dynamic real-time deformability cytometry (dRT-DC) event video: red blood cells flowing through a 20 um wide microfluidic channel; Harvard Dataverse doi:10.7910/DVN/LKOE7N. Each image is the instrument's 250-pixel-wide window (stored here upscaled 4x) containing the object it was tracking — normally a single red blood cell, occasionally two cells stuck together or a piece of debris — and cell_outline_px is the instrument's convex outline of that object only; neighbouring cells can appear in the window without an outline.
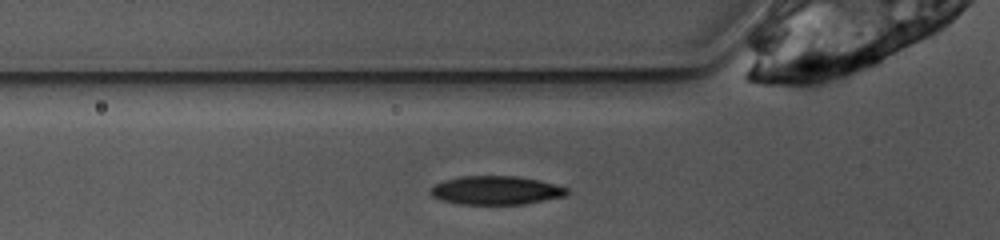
{"species": "common noctule bat (a hibernating species)", "species_latin": "Nyctalus noctula", "temperature_condition": "warm", "stored_images_in_passage": 24, "camera_frame_rate_fps": 3000, "um_per_image_px": 0.085, "animal": {"sex": "female", "body_mass_g": 10.0, "forearm_length_mm": 53.1}, "frame": {"image": 1, "passage_image": 2, "time_ms": 0.333, "image_size_px": [1000, 240], "cell_outline_px": [[568, 192], [564, 196], [524, 204], [456, 204], [440, 200], [432, 196], [428, 192], [428, 188], [444, 180], [460, 176], [516, 176], [540, 180], [568, 188]], "centroid_in_image_um": [42.09, 16.18], "position_along_channel_um": 83.7, "area_um2": 22.89}}
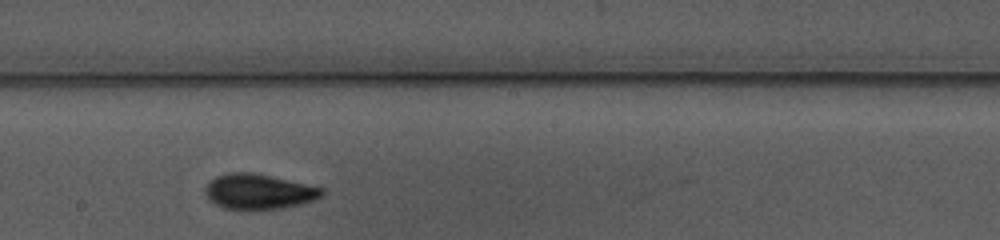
{"frame": {"image": 2, "passage_image": 13, "time_ms": 4.0, "image_size_px": [1000, 240], "cell_outline_px": [[324, 196], [300, 204], [280, 208], [224, 208], [208, 200], [204, 192], [204, 184], [208, 180], [216, 176], [228, 172], [252, 172], [324, 188]], "centroid_in_image_um": [21.93, 16.26], "position_along_channel_um": 226.3, "area_um2": 23.76}}
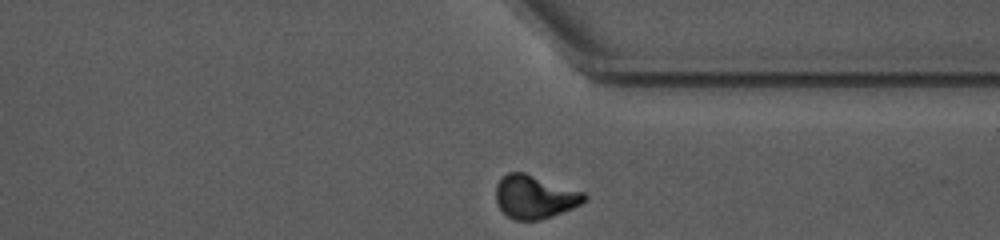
{"frame": {"image": 3, "passage_image": 24, "time_ms": 7.667, "image_size_px": [1000, 240], "cell_outline_px": [[588, 200], [572, 208], [552, 216], [536, 220], [512, 220], [496, 204], [496, 184], [508, 172], [524, 172], [584, 192], [588, 196]], "centroid_in_image_um": [45.45, 16.73], "position_along_channel_um": 365.9, "area_um2": 22.25}}